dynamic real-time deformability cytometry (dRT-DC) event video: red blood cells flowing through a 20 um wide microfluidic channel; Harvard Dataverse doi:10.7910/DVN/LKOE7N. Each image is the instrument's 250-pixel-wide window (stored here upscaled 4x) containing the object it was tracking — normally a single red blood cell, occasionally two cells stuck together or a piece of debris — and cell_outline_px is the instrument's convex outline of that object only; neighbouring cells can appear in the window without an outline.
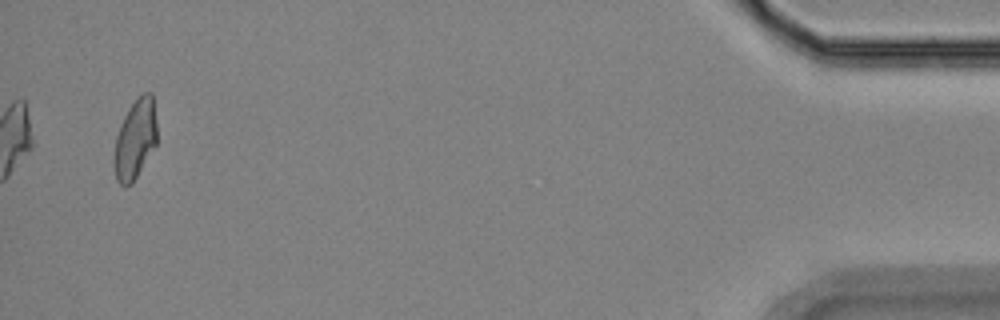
{"species": "Egyptian fruit bat (a non-hibernating species)", "species_latin": "Rousettus aegyptiacus", "temperature_condition": "room temperature", "stored_images_in_passage": 14, "camera_frame_rate_fps": 3000, "um_per_image_px": 0.085, "animal": {"sex": "female"}, "frame": {"image": 1, "passage_image": 14, "time_ms": 17.333, "image_size_px": [1000, 320], "cell_outline_px": [[156, 144], [132, 184], [124, 188], [116, 180], [112, 164], [112, 160], [116, 136], [120, 124], [128, 108], [144, 92], [152, 92], [156, 120]], "centroid_in_image_um": [11.45, 11.88], "position_along_channel_um": 423.7, "area_um2": 20.11}, "authors_computed_cell_mechanics": {"area_um2": 19.9988, "velocity_mm_per_s": 3.6057, "shape_relaxation_time_tau1_ms": null, "shape_relaxation_time_tau2_ms": 7.2058, "deformation_change_tau1": null, "deformation_change_tau2": 0.1161}}